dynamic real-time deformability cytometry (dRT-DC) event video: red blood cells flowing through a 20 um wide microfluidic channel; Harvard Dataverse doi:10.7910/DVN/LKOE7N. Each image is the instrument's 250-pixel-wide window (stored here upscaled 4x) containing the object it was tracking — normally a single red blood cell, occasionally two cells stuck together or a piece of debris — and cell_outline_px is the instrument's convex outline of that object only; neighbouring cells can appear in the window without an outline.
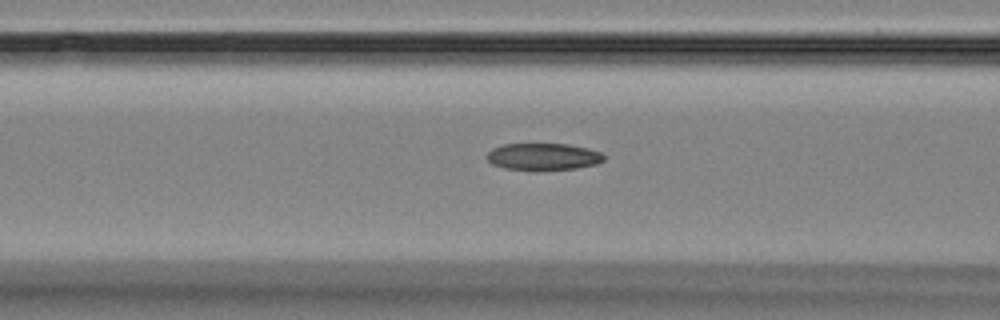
{"species": "Egyptian fruit bat (a non-hibernating species)", "species_latin": "Rousettus aegyptiacus", "temperature_condition": "room temperature", "stored_images_in_passage": 7, "segment_of_instrument_passage": [2, 2], "camera_frame_rate_fps": 3000, "um_per_image_px": 0.085, "animal": {"sex": "female"}, "frame": {"image": 1, "passage_image": 7, "time_ms": 8.0, "image_size_px": [1000, 320], "cell_outline_px": [[604, 160], [596, 164], [576, 168], [536, 172], [504, 168], [492, 164], [484, 156], [492, 148], [504, 144], [568, 144], [588, 148], [600, 152], [604, 156]], "centroid_in_image_um": [46.14, 13.34], "position_along_channel_um": 120.5, "area_um2": 18.84}}